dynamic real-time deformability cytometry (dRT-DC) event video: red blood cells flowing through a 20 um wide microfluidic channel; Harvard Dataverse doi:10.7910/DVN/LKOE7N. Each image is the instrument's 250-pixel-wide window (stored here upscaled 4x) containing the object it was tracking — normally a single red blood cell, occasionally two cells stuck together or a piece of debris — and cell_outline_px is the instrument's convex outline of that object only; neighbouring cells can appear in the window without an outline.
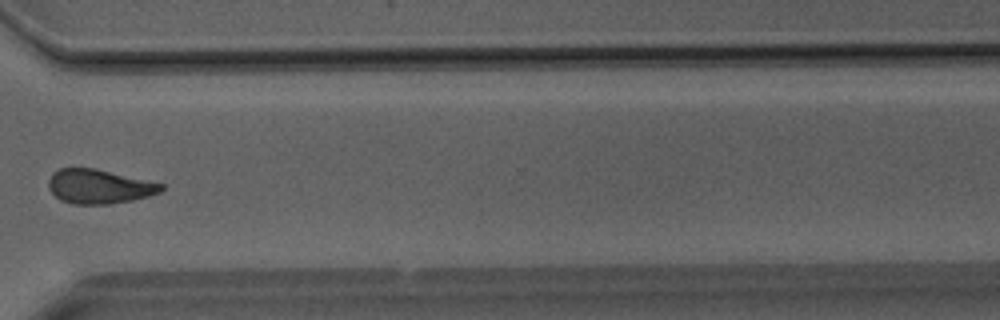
{"species": "Egyptian fruit bat (a non-hibernating species)", "species_latin": "Rousettus aegyptiacus", "temperature_condition": "room temperature", "stored_images_in_passage": 38, "camera_frame_rate_fps": 3000, "um_per_image_px": 0.085, "animal": {"sex": "male"}, "frame": {"image": 1, "passage_image": 27, "time_ms": 8.667, "image_size_px": [1000, 320], "cell_outline_px": [[164, 188], [160, 192], [148, 196], [132, 200], [108, 204], [72, 204], [60, 200], [48, 188], [48, 180], [52, 172], [60, 168], [92, 168], [164, 184]], "centroid_in_image_um": [8.38, 15.86], "position_along_channel_um": 362.2, "area_um2": 22.31}}